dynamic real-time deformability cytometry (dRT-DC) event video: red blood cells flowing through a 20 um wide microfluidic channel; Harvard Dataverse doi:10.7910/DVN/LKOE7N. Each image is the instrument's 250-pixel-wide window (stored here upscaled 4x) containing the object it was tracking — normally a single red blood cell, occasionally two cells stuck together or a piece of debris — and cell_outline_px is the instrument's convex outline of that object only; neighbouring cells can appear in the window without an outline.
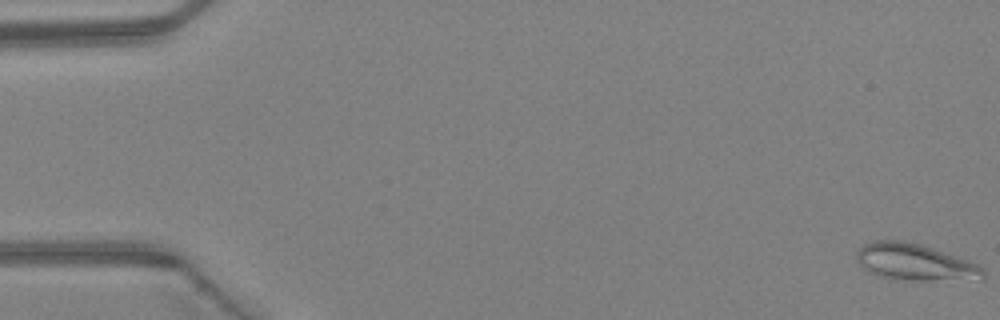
{"species": "Egyptian fruit bat (a non-hibernating species)", "species_latin": "Rousettus aegyptiacus", "temperature_condition": "warm", "stored_images_in_passage": 48, "camera_frame_rate_fps": 3000, "um_per_image_px": 0.085, "animal": {"sex": "female"}, "frame": {"image": 1, "passage_image": 1, "time_ms": 0.0, "image_size_px": [1000, 320], "cell_outline_px": [[984, 280], [892, 280], [868, 272], [860, 264], [856, 256], [856, 252], [864, 244], [872, 240], [900, 240], [920, 244], [968, 260], [984, 268]], "centroid_in_image_um": [77.77, 22.3], "position_along_channel_um": 7.2, "area_um2": 27.22}}
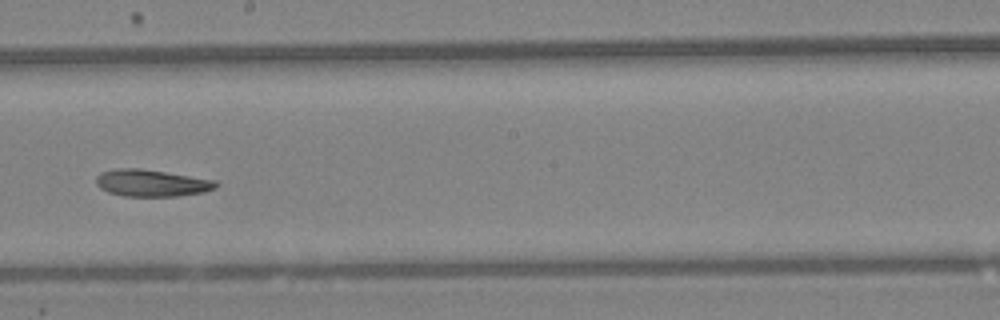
{"frame": {"image": 2, "passage_image": 28, "time_ms": 9.0, "image_size_px": [1000, 320], "cell_outline_px": [[220, 184], [216, 188], [204, 192], [176, 196], [124, 196], [108, 192], [100, 188], [96, 184], [96, 176], [100, 172], [120, 168], [140, 168], [216, 180]], "centroid_in_image_um": [12.89, 15.55], "position_along_channel_um": 235.3, "area_um2": 18.84}}
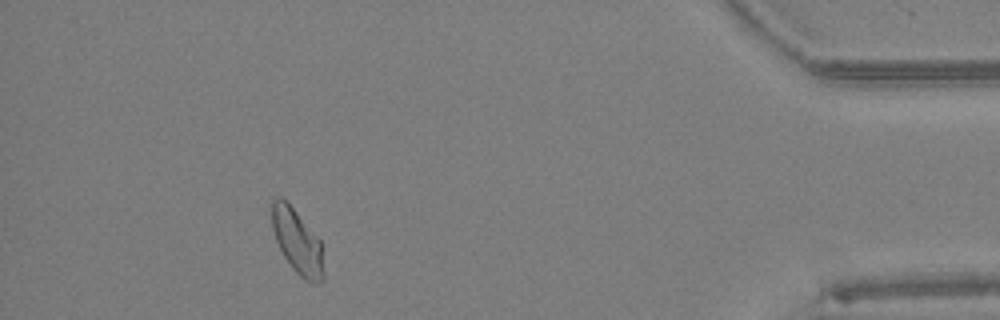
{"frame": {"image": 3, "passage_image": 44, "time_ms": 14.333, "image_size_px": [1000, 320], "cell_outline_px": [[324, 280], [304, 280], [292, 268], [284, 256], [276, 240], [272, 228], [272, 200], [280, 196], [296, 212], [320, 240], [324, 272]], "centroid_in_image_um": [25.26, 20.53], "position_along_channel_um": 409.9, "area_um2": 18.84}}